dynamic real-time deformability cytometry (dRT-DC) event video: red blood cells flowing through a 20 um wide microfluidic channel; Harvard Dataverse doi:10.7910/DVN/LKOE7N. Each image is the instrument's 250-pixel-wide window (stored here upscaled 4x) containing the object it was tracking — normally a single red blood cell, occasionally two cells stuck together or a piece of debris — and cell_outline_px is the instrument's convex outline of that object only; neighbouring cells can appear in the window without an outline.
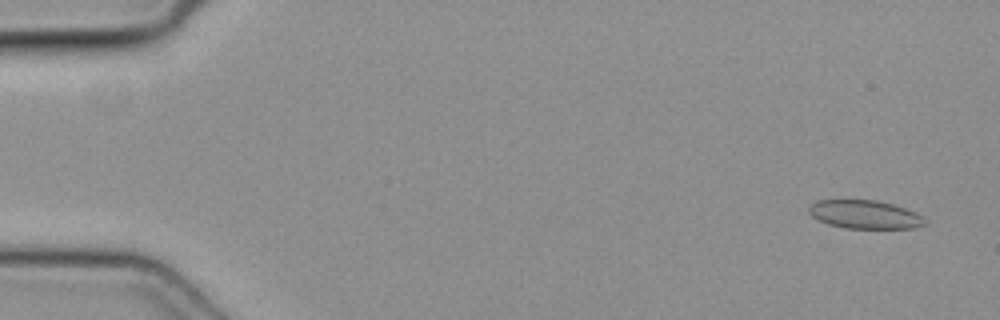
{"species": "common noctule bat (a hibernating species)", "species_latin": "Nyctalus noctula", "temperature_condition": "cold", "stored_images_in_passage": 9, "camera_frame_rate_fps": 3000, "um_per_image_px": 0.085, "animal": {"sex": "female", "body_mass_g": 19.3, "forearm_length_mm": 54.1}, "frame": {"image": 1, "passage_image": 3, "time_ms": 0.667, "image_size_px": [1000, 320], "cell_outline_px": [[928, 224], [916, 228], [844, 228], [828, 224], [812, 216], [808, 212], [808, 208], [816, 200], [876, 200], [892, 204], [916, 212], [924, 216]], "centroid_in_image_um": [73.55, 18.23], "position_along_channel_um": 11.4, "area_um2": 19.31}}